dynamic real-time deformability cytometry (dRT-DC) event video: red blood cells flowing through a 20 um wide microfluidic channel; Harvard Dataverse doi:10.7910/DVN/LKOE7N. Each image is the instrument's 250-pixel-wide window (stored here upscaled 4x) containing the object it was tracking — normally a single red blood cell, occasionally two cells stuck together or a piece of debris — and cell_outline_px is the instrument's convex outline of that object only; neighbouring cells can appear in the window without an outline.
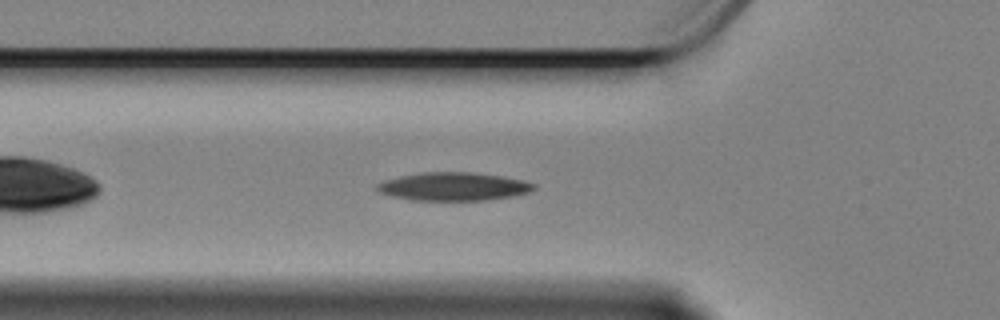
{"species": "Egyptian fruit bat (a non-hibernating species)", "species_latin": "Rousettus aegyptiacus", "temperature_condition": "cold", "stored_images_in_passage": 39, "camera_frame_rate_fps": 3000, "um_per_image_px": 0.085, "animal": {"sex": "female"}, "frame": {"image": 1, "passage_image": 7, "time_ms": 2.0, "image_size_px": [1000, 320], "cell_outline_px": [[536, 188], [532, 192], [512, 196], [484, 200], [412, 200], [392, 196], [376, 192], [372, 188], [376, 184], [384, 180], [400, 176], [424, 172], [468, 172], [500, 176], [524, 180], [536, 184]], "centroid_in_image_um": [38.51, 15.86], "position_along_channel_um": 87.3, "area_um2": 25.95}}
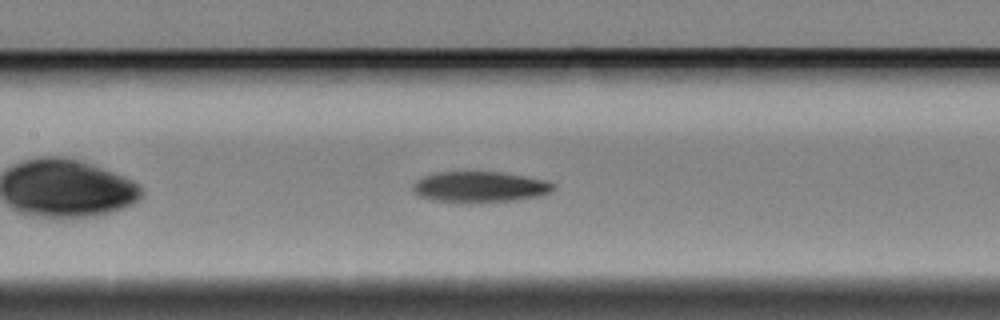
{"frame": {"image": 2, "passage_image": 14, "time_ms": 4.333, "image_size_px": [1000, 320], "cell_outline_px": [[556, 188], [552, 192], [540, 196], [516, 200], [432, 200], [420, 196], [412, 192], [412, 184], [416, 180], [424, 176], [436, 172], [504, 172], [548, 180], [556, 184]], "centroid_in_image_um": [40.85, 15.84], "position_along_channel_um": 166.6, "area_um2": 24.8}}
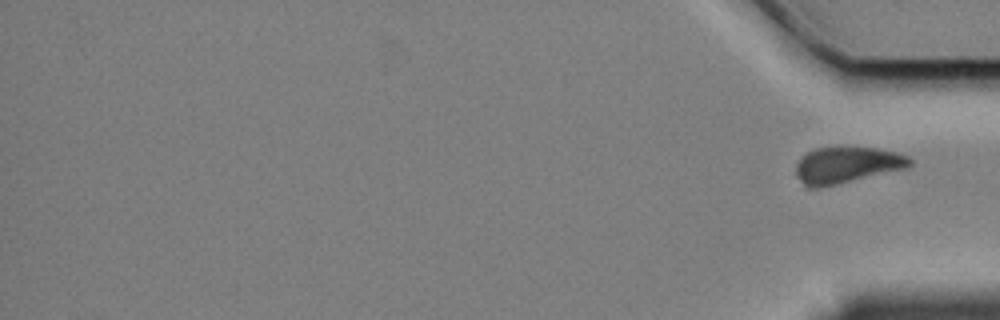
{"frame": {"image": 3, "passage_image": 39, "time_ms": 12.667, "image_size_px": [1000, 320], "cell_outline_px": [[912, 164], [908, 168], [820, 188], [804, 188], [796, 176], [796, 164], [800, 156], [816, 148], [876, 148], [896, 152], [908, 156], [912, 160]], "centroid_in_image_um": [71.95, 14.05], "position_along_channel_um": 363.3, "area_um2": 24.28}}